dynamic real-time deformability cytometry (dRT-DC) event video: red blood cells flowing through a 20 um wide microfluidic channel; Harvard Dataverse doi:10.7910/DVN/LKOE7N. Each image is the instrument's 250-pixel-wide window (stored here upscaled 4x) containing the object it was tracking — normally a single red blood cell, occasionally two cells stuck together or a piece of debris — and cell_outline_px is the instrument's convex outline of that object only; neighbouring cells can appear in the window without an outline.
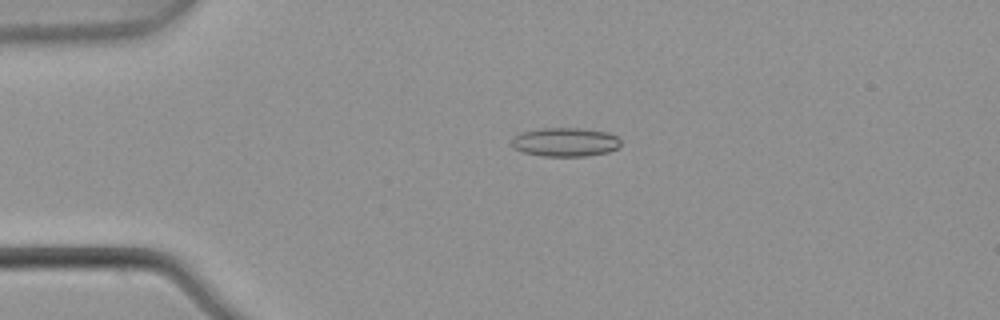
{"species": "common noctule bat (a hibernating species)", "species_latin": "Nyctalus noctula", "temperature_condition": "warm", "stored_images_in_passage": 5, "camera_frame_rate_fps": 3000, "um_per_image_px": 0.085, "animal": {"sex": "male", "body_mass_g": 21.5, "forearm_length_mm": 52.0}, "frame": {"image": 1, "passage_image": 4, "time_ms": 1.0, "image_size_px": [1000, 320], "cell_outline_px": [[620, 144], [616, 148], [608, 152], [584, 156], [540, 156], [524, 152], [512, 148], [512, 140], [520, 132], [540, 128], [580, 128], [608, 132], [616, 136], [620, 140]], "centroid_in_image_um": [48.02, 12.07], "position_along_channel_um": 37.0, "area_um2": 18.32}}